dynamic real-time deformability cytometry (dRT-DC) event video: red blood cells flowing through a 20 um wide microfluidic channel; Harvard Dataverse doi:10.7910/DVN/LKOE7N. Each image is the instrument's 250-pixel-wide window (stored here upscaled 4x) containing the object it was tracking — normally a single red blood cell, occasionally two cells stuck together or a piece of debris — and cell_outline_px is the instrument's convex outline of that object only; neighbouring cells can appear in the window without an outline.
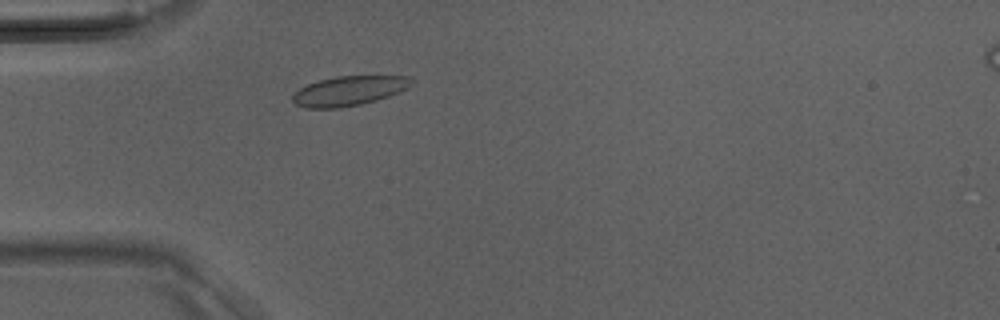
{"species": "Egyptian fruit bat (a non-hibernating species)", "species_latin": "Rousettus aegyptiacus", "temperature_condition": "room temperature", "stored_images_in_passage": 35, "camera_frame_rate_fps": 3000, "um_per_image_px": 0.085, "animal": {"sex": "male"}, "frame": {"image": 1, "passage_image": 7, "time_ms": 2.0, "image_size_px": [1000, 320], "cell_outline_px": [[412, 84], [408, 88], [388, 96], [376, 100], [360, 104], [340, 108], [304, 108], [296, 104], [292, 100], [292, 96], [300, 88], [308, 84], [320, 80], [336, 76], [408, 76], [412, 80]], "centroid_in_image_um": [29.65, 7.72], "position_along_channel_um": 55.3, "area_um2": 20.35}}
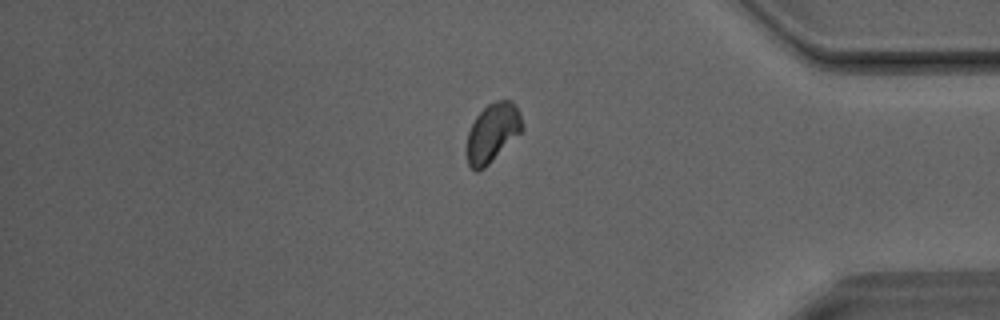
{"frame": {"image": 2, "passage_image": 29, "time_ms": 9.333, "image_size_px": [1000, 320], "cell_outline_px": [[524, 128], [484, 168], [476, 172], [468, 164], [464, 148], [468, 132], [476, 116], [488, 104], [496, 100], [512, 100], [520, 112], [524, 124]], "centroid_in_image_um": [41.83, 11.27], "position_along_channel_um": 393.4, "area_um2": 19.07}}
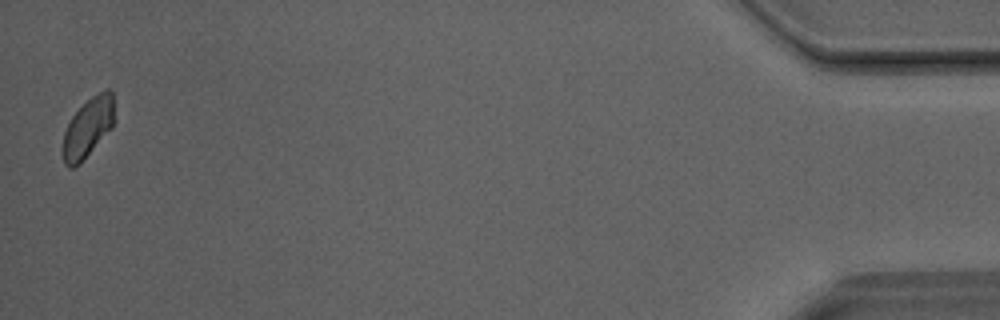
{"frame": {"image": 3, "passage_image": 35, "time_ms": 11.333, "image_size_px": [1000, 320], "cell_outline_px": [[112, 128], [80, 164], [72, 168], [68, 168], [64, 164], [60, 148], [64, 132], [72, 116], [92, 96], [108, 88], [112, 92]], "centroid_in_image_um": [7.41, 10.93], "position_along_channel_um": 427.8, "area_um2": 17.74}}